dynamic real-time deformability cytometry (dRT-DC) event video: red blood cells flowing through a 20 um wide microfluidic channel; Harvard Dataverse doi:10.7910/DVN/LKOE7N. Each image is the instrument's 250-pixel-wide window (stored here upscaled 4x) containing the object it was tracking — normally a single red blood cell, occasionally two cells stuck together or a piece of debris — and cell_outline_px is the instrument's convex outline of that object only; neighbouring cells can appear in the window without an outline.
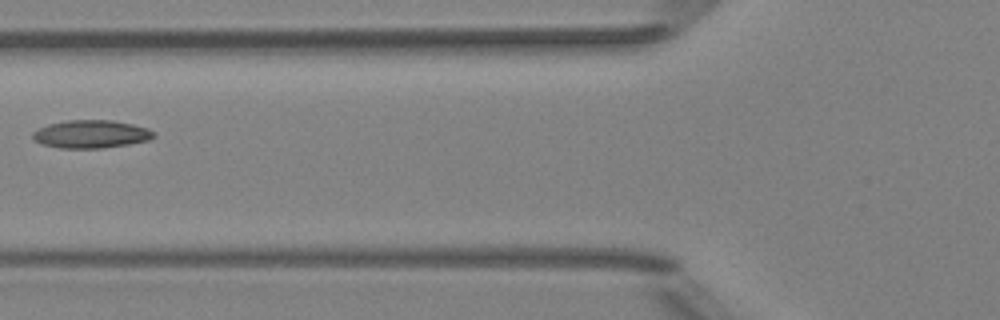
{"species": "Egyptian fruit bat (a non-hibernating species)", "species_latin": "Rousettus aegyptiacus", "temperature_condition": "room temperature", "stored_images_in_passage": 7, "camera_frame_rate_fps": 3000, "um_per_image_px": 0.085, "animal": {"sex": "female"}, "frame": {"image": 1, "passage_image": 6, "time_ms": 6.0, "image_size_px": [1000, 320], "cell_outline_px": [[156, 136], [148, 140], [128, 144], [104, 148], [60, 148], [40, 144], [32, 140], [32, 132], [48, 124], [68, 120], [112, 120], [132, 124], [148, 128], [156, 132]], "centroid_in_image_um": [7.73, 11.4], "position_along_channel_um": 118.1, "area_um2": 19.88}}
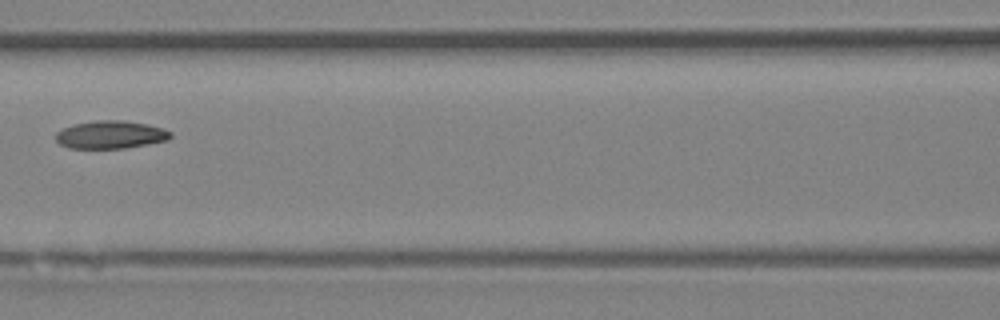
{"frame": {"image": 2, "passage_image": 7, "time_ms": 7.0, "image_size_px": [1000, 320], "cell_outline_px": [[172, 136], [168, 140], [148, 144], [124, 148], [68, 148], [60, 144], [56, 140], [56, 132], [72, 124], [96, 120], [124, 120], [148, 124], [164, 128], [172, 132]], "centroid_in_image_um": [9.42, 11.44], "position_along_channel_um": 157.2, "area_um2": 18.79}}